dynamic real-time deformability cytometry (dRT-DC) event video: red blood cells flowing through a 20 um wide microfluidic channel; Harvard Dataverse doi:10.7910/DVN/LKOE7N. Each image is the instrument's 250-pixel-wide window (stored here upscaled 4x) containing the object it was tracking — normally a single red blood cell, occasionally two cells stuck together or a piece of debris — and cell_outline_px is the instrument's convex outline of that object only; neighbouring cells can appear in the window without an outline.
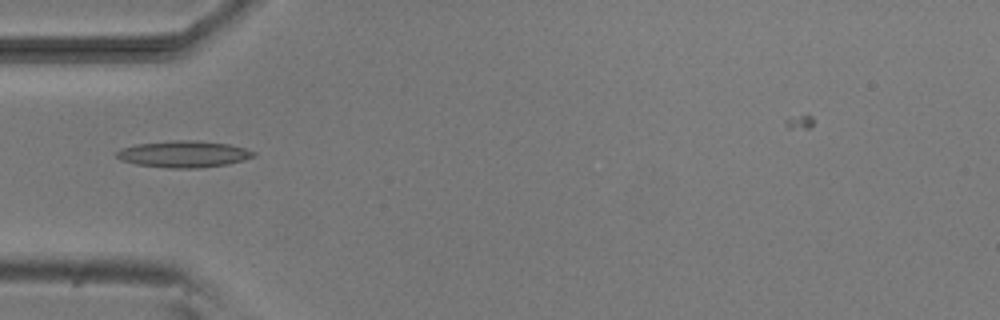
{"species": "common noctule bat (a hibernating species)", "species_latin": "Nyctalus noctula", "temperature_condition": "room temperature", "stored_images_in_passage": 5, "camera_frame_rate_fps": 3000, "um_per_image_px": 0.085, "animal": {"sex": "male", "body_mass_g": 20.5, "forearm_length_mm": 52.5}, "frame": {"image": 1, "passage_image": 5, "time_ms": 4.667, "image_size_px": [1000, 320], "cell_outline_px": [[256, 156], [244, 160], [228, 164], [200, 168], [168, 168], [136, 164], [120, 160], [116, 156], [116, 152], [120, 148], [136, 144], [172, 140], [196, 140], [228, 144], [244, 148], [256, 152]], "centroid_in_image_um": [15.61, 13.1], "position_along_channel_um": 69.4, "area_um2": 21.39}}